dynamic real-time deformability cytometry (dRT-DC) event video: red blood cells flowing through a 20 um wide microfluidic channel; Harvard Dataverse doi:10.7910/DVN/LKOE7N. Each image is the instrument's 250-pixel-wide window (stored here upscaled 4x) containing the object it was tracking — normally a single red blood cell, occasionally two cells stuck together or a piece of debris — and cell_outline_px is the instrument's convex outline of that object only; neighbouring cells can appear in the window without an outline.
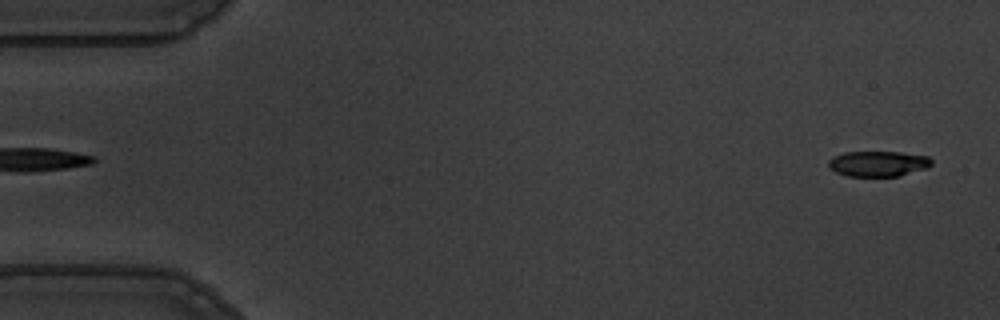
{"species": "common noctule bat (a hibernating species)", "species_latin": "Nyctalus noctula", "temperature_condition": "warm", "stored_images_in_passage": 55, "camera_frame_rate_fps": 3000, "um_per_image_px": 0.085, "animal": {"sex": "male", "body_mass_g": 19.5, "forearm_length_mm": 54.6}, "frame": {"image": 1, "passage_image": 2, "time_ms": 0.333, "image_size_px": [1000, 320], "cell_outline_px": [[932, 164], [928, 168], [900, 176], [848, 176], [836, 172], [828, 168], [828, 160], [832, 156], [844, 152], [900, 152], [928, 156], [932, 160]], "centroid_in_image_um": [74.64, 13.91], "position_along_channel_um": 10.4, "area_um2": 15.49}}
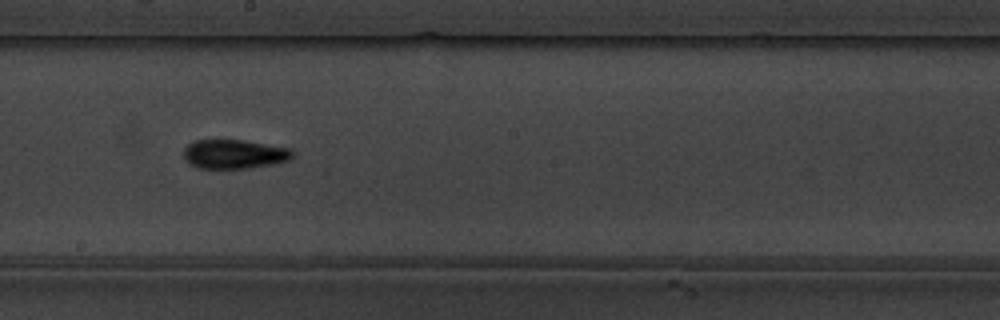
{"frame": {"image": 2, "passage_image": 30, "time_ms": 9.667, "image_size_px": [1000, 320], "cell_outline_px": [[292, 156], [288, 160], [272, 164], [248, 168], [196, 168], [188, 164], [184, 156], [184, 148], [188, 144], [196, 140], [244, 140], [292, 148]], "centroid_in_image_um": [19.89, 13.09], "position_along_channel_um": 228.3, "area_um2": 18.5}}
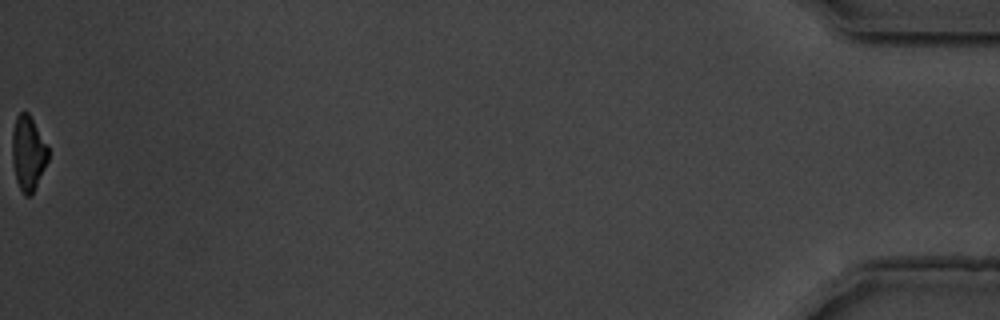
{"frame": {"image": 3, "passage_image": 55, "time_ms": 18.0, "image_size_px": [1000, 320], "cell_outline_px": [[48, 160], [32, 192], [28, 196], [24, 196], [16, 180], [12, 160], [12, 132], [16, 116], [20, 112], [28, 112], [48, 144]], "centroid_in_image_um": [2.38, 12.97], "position_along_channel_um": 432.8, "area_um2": 15.55}, "authors_computed_cell_mechanics": {"area_um2": 17.3978, "velocity_mm_per_s": 3.6735, "shape_relaxation_time_tau1_ms": 4.6401, "shape_relaxation_time_tau2_ms": 3.3505, "deformation_change_tau1": 0.1667, "deformation_change_tau2": 0.1039}}